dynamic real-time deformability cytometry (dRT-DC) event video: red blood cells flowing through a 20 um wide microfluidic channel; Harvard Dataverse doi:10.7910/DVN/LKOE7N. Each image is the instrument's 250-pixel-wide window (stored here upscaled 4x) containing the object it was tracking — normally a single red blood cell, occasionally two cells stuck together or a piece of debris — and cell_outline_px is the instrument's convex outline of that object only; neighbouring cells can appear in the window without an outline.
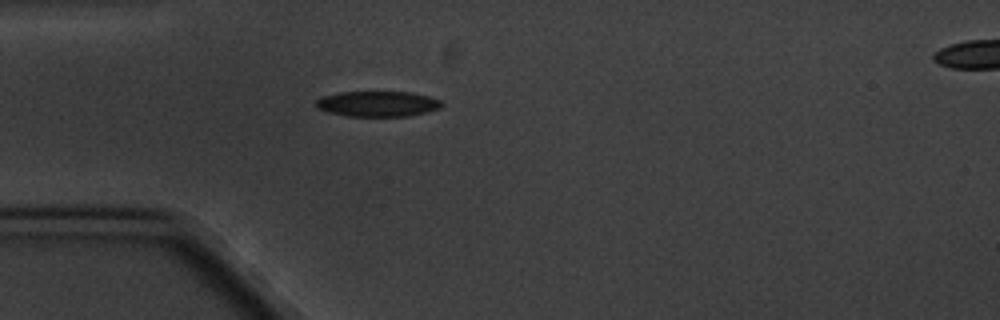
{"species": "common noctule bat (a hibernating species)", "species_latin": "Nyctalus noctula", "temperature_condition": "cold", "stored_images_in_passage": 4, "camera_frame_rate_fps": 3000, "um_per_image_px": 0.085, "animal": {"sex": "male", "body_mass_g": 20.1, "forearm_length_mm": 53.5}, "frame": {"image": 1, "passage_image": 4, "time_ms": 3.667, "image_size_px": [1000, 320], "cell_outline_px": [[444, 104], [440, 108], [428, 112], [408, 116], [348, 116], [328, 112], [316, 108], [316, 100], [320, 96], [340, 92], [412, 92], [428, 96], [440, 100]], "centroid_in_image_um": [32.1, 8.82], "position_along_channel_um": 52.9, "area_um2": 18.79}}